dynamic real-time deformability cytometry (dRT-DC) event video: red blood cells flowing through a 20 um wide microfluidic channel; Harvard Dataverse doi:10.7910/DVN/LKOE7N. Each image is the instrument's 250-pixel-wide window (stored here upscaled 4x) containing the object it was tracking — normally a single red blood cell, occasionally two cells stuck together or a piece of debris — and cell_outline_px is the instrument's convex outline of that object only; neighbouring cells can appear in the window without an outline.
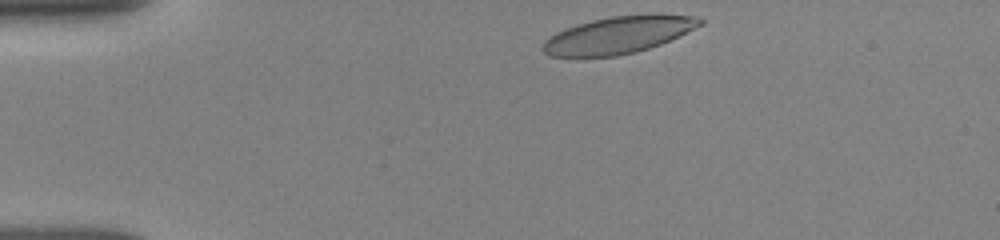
{"species": "human", "species_latin": "Homo sapiens", "temperature_condition": "room temperature", "stored_images_in_passage": 25, "camera_frame_rate_fps": 3000, "um_per_image_px": 0.085, "donor": {"sex": "female"}, "frame": {"image": 1, "passage_image": 1, "time_ms": 0.0, "image_size_px": [1000, 240], "cell_outline_px": [[704, 24], [660, 44], [648, 48], [616, 56], [548, 56], [540, 48], [544, 40], [556, 32], [564, 28], [592, 20], [612, 16], [700, 16], [704, 20]], "centroid_in_image_um": [52.49, 2.99], "position_along_channel_um": 32.5, "area_um2": 33.06}}
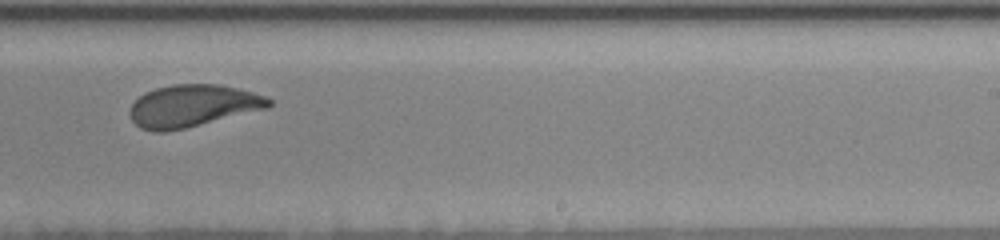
{"frame": {"image": 2, "passage_image": 12, "time_ms": 7.667, "image_size_px": [1000, 240], "cell_outline_px": [[272, 104], [268, 108], [184, 128], [164, 132], [156, 132], [140, 128], [132, 120], [128, 112], [132, 104], [144, 92], [156, 88], [172, 84], [220, 84], [268, 96], [272, 100]], "centroid_in_image_um": [16.37, 8.99], "position_along_channel_um": 272.6, "area_um2": 34.1}}
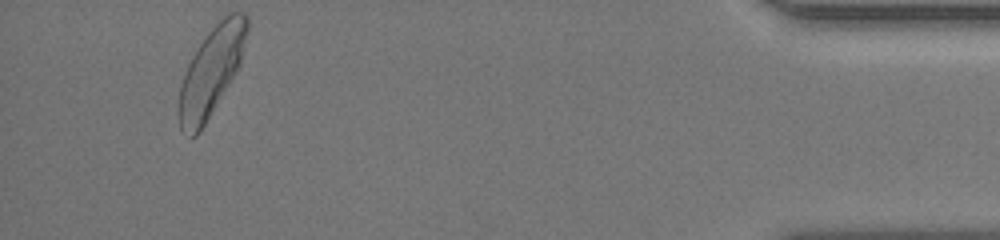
{"frame": {"image": 3, "passage_image": 23, "time_ms": 13.0, "image_size_px": [1000, 240], "cell_outline_px": [[248, 28], [244, 48], [240, 64], [200, 132], [196, 136], [192, 136], [180, 128], [180, 84], [188, 64], [192, 56], [208, 32], [228, 12], [244, 12], [248, 16]], "centroid_in_image_um": [17.99, 6.01], "position_along_channel_um": 417.2, "area_um2": 34.22}, "authors_computed_cell_mechanics": {"area_um2": 34.6222, "velocity_mm_per_s": 3.8688, "shape_relaxation_time_tau1_ms": 3.7932, "shape_relaxation_time_tau2_ms": 0.9029, "deformation_change_tau1": 0.141, "deformation_change_tau2": 0.0593}}